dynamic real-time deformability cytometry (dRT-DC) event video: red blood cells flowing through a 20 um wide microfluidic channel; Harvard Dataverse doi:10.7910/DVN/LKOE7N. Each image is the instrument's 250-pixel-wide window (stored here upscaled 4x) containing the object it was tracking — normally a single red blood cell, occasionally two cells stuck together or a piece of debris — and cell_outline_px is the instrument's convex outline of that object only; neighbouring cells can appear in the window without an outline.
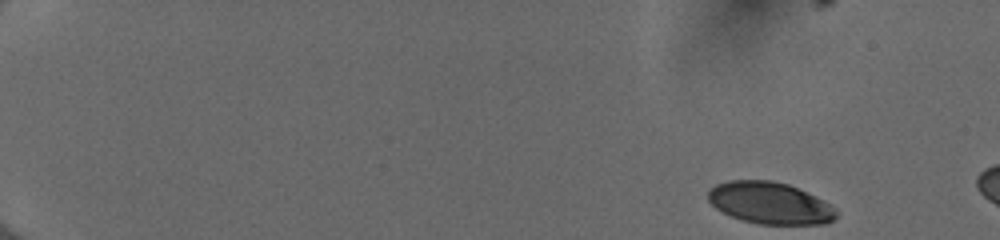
{"species": "human", "species_latin": "Homo sapiens", "temperature_condition": "cold", "stored_images_in_passage": 10, "camera_frame_rate_fps": 3000, "um_per_image_px": 0.085, "donor": {"sex": "female"}, "frame": {"image": 1, "passage_image": 1, "time_ms": 0.0, "image_size_px": [1000, 240], "cell_outline_px": [[836, 216], [828, 224], [756, 224], [732, 216], [716, 208], [708, 200], [708, 192], [716, 184], [728, 180], [772, 180], [788, 184], [816, 196], [824, 200], [836, 208]], "centroid_in_image_um": [65.46, 17.25], "position_along_channel_um": 19.5, "area_um2": 31.21}}